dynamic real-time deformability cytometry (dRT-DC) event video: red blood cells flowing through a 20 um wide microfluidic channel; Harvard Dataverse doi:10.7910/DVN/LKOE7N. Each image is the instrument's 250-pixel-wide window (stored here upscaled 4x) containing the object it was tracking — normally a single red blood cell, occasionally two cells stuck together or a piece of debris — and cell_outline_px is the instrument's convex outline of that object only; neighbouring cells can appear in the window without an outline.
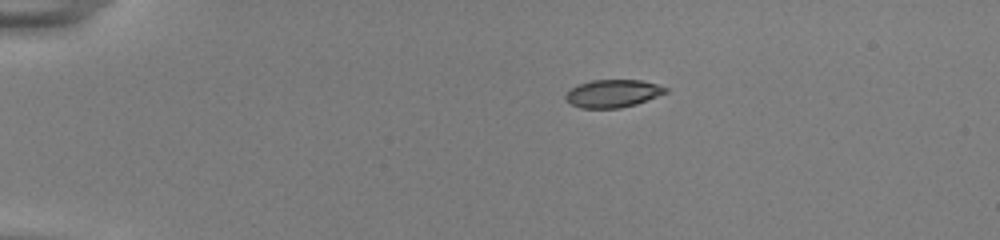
{"species": "common noctule bat (a hibernating species)", "species_latin": "Nyctalus noctula", "temperature_condition": "room temperature", "stored_images_in_passage": 43, "camera_frame_rate_fps": 3000, "um_per_image_px": 0.085, "animal": {"sex": "female", "body_mass_g": 22.0, "forearm_length_mm": 56.7}, "frame": {"image": 1, "passage_image": 1, "time_ms": 0.0, "image_size_px": [1000, 240], "cell_outline_px": [[664, 92], [644, 100], [632, 104], [612, 108], [584, 108], [572, 104], [568, 100], [568, 92], [572, 88], [596, 80], [636, 80], [652, 84], [664, 88]], "centroid_in_image_um": [52.02, 7.94], "position_along_channel_um": 33.0, "area_um2": 14.8}}
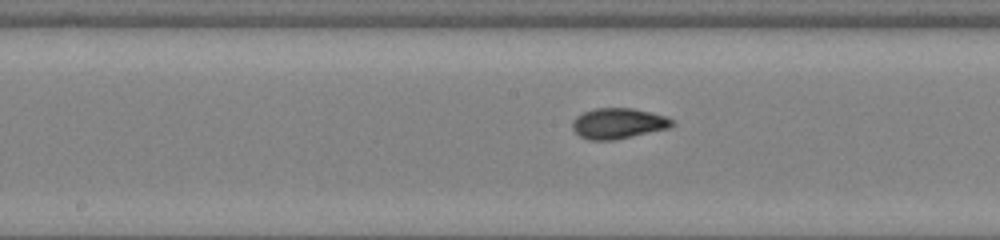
{"frame": {"image": 2, "passage_image": 19, "time_ms": 6.0, "image_size_px": [1000, 240], "cell_outline_px": [[672, 124], [664, 128], [624, 136], [584, 136], [576, 128], [576, 120], [580, 116], [588, 112], [604, 108], [624, 108], [644, 112], [660, 116], [672, 120]], "centroid_in_image_um": [52.62, 10.41], "position_along_channel_um": 195.6, "area_um2": 14.74}}
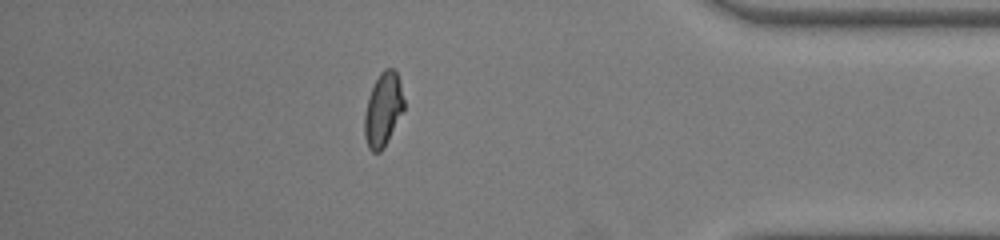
{"frame": {"image": 3, "passage_image": 37, "time_ms": 12.0, "image_size_px": [1000, 240], "cell_outline_px": [[404, 108], [384, 144], [376, 152], [372, 152], [368, 144], [364, 132], [364, 124], [368, 100], [372, 88], [376, 80], [388, 68], [392, 68], [396, 72], [404, 100]], "centroid_in_image_um": [32.56, 9.28], "position_along_channel_um": 402.6, "area_um2": 15.66}, "authors_computed_cell_mechanics": {"area_um2": 15.028, "velocity_mm_per_s": 3.8819, "shape_relaxation_time_tau1_ms": 5.0727, "shape_relaxation_time_tau2_ms": 1.279, "deformation_change_tau1": 0.1722, "deformation_change_tau2": 0.0433}}